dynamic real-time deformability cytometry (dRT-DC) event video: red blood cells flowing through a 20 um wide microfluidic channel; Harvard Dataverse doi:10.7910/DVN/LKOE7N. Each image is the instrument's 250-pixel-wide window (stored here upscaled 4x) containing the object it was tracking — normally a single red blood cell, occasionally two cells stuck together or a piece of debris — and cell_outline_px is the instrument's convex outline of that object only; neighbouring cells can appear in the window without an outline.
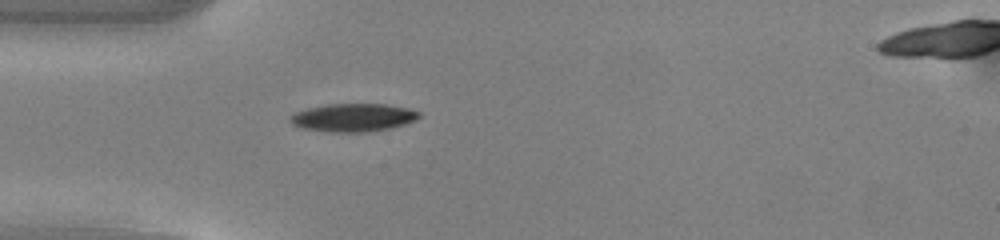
{"species": "common noctule bat (a hibernating species)", "species_latin": "Nyctalus noctula", "temperature_condition": "warm", "stored_images_in_passage": 36, "camera_frame_rate_fps": 3000, "um_per_image_px": 0.085, "animal": {"sex": "male", "body_mass_g": 13.0, "forearm_length_mm": 53.1}, "frame": {"image": 1, "passage_image": 1, "time_ms": 0.0, "image_size_px": [1000, 240], "cell_outline_px": [[420, 116], [416, 120], [404, 124], [388, 128], [364, 132], [332, 132], [304, 128], [292, 124], [288, 120], [288, 116], [292, 112], [308, 108], [328, 104], [384, 104], [408, 108], [420, 112]], "centroid_in_image_um": [29.97, 9.98], "position_along_channel_um": 55.0, "area_um2": 21.04}}
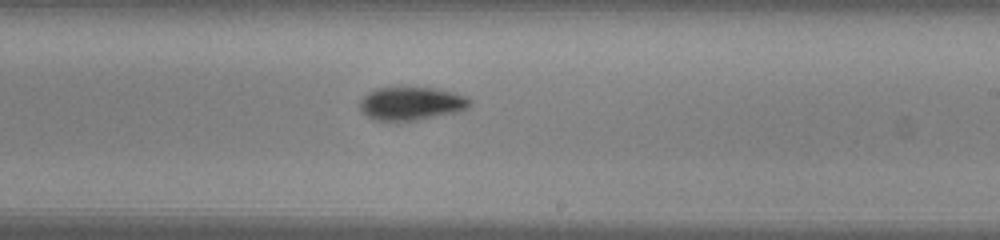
{"frame": {"image": 2, "passage_image": 16, "time_ms": 5.0, "image_size_px": [1000, 240], "cell_outline_px": [[472, 104], [468, 108], [460, 112], [416, 120], [376, 120], [360, 112], [360, 100], [368, 92], [376, 88], [436, 88], [452, 92], [464, 96], [472, 100]], "centroid_in_image_um": [34.99, 8.8], "position_along_channel_um": 254.0, "area_um2": 21.27}}
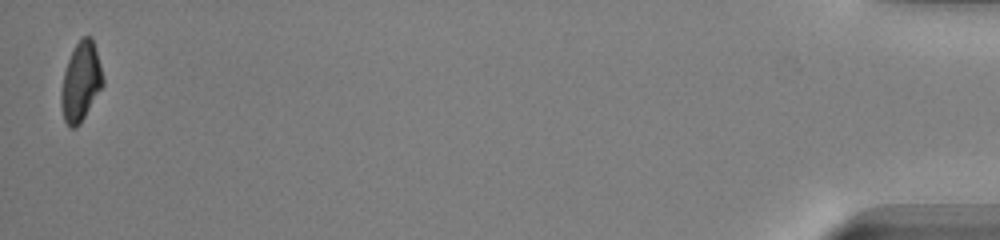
{"frame": {"image": 3, "passage_image": 36, "time_ms": 11.667, "image_size_px": [1000, 240], "cell_outline_px": [[104, 84], [80, 124], [76, 128], [68, 128], [64, 120], [60, 104], [60, 92], [64, 72], [68, 60], [76, 44], [84, 36], [92, 36], [100, 64], [104, 80]], "centroid_in_image_um": [6.86, 6.99], "position_along_channel_um": 428.3, "area_um2": 19.25}, "authors_computed_cell_mechanics": {"area_um2": 20.8369, "velocity_mm_per_s": 4.1038, "shape_relaxation_time_tau1_ms": 2.0822, "shape_relaxation_time_tau2_ms": null, "deformation_change_tau1": 0.1239, "deformation_change_tau2": null}}